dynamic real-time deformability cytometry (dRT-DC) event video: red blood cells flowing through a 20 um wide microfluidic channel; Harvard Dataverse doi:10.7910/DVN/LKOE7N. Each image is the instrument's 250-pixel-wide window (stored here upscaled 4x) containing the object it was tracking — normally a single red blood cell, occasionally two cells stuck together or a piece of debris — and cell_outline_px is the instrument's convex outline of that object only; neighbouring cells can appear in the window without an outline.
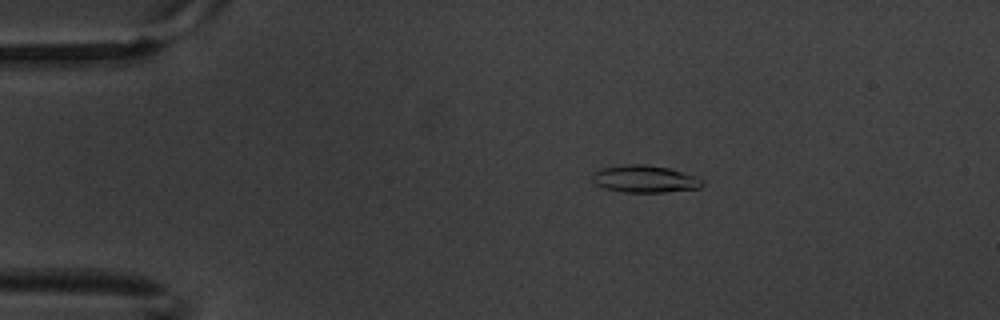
{"species": "common noctule bat (a hibernating species)", "species_latin": "Nyctalus noctula", "temperature_condition": "warm", "stored_images_in_passage": 12, "camera_frame_rate_fps": 3000, "um_per_image_px": 0.085, "animal": {"sex": "male", "body_mass_g": 20.1, "forearm_length_mm": 53.5}, "frame": {"image": 1, "passage_image": 3, "time_ms": 0.667, "image_size_px": [1000, 320], "cell_outline_px": [[704, 184], [700, 188], [664, 192], [624, 192], [604, 188], [596, 184], [592, 180], [592, 172], [600, 168], [624, 164], [648, 164], [668, 168], [696, 176], [704, 180]], "centroid_in_image_um": [54.79, 15.2], "position_along_channel_um": 30.2, "area_um2": 17.63}}
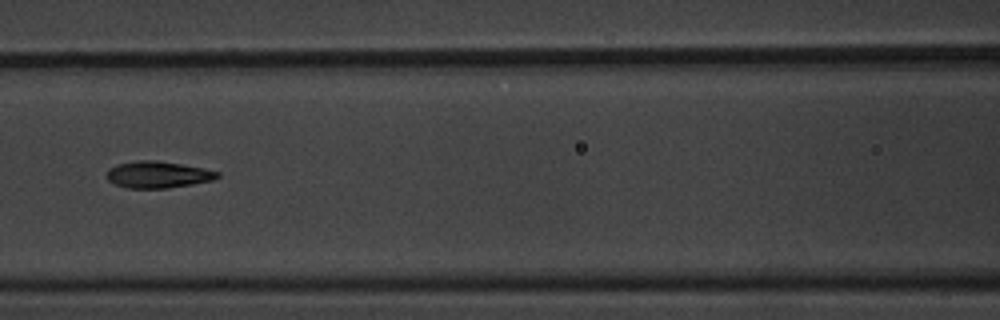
{"frame": {"image": 2, "passage_image": 7, "time_ms": 2.0, "image_size_px": [1000, 320], "cell_outline_px": [[220, 176], [212, 180], [192, 184], [168, 188], [128, 188], [116, 184], [108, 180], [104, 176], [108, 168], [116, 164], [140, 160], [156, 160], [180, 164], [220, 172]], "centroid_in_image_um": [13.36, 14.84], "position_along_channel_um": 153.2, "area_um2": 17.17}}
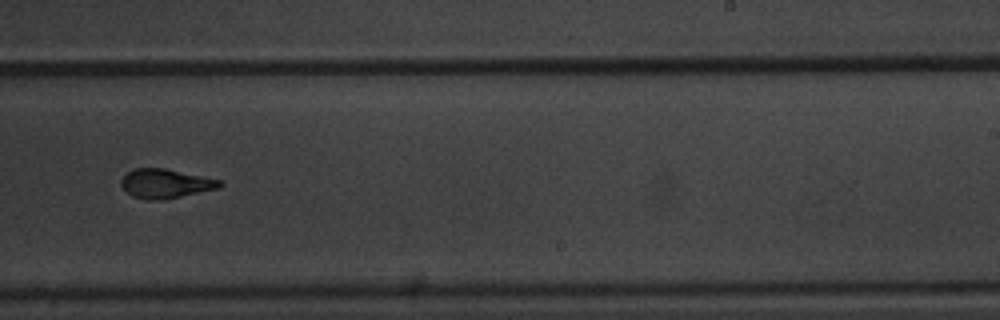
{"frame": {"image": 3, "passage_image": 10, "time_ms": 3.0, "image_size_px": [1000, 320], "cell_outline_px": [[224, 184], [220, 188], [164, 200], [148, 200], [132, 196], [120, 184], [120, 180], [128, 172], [136, 168], [164, 168], [220, 180]], "centroid_in_image_um": [14.08, 15.61], "position_along_channel_um": 274.9, "area_um2": 16.7}}